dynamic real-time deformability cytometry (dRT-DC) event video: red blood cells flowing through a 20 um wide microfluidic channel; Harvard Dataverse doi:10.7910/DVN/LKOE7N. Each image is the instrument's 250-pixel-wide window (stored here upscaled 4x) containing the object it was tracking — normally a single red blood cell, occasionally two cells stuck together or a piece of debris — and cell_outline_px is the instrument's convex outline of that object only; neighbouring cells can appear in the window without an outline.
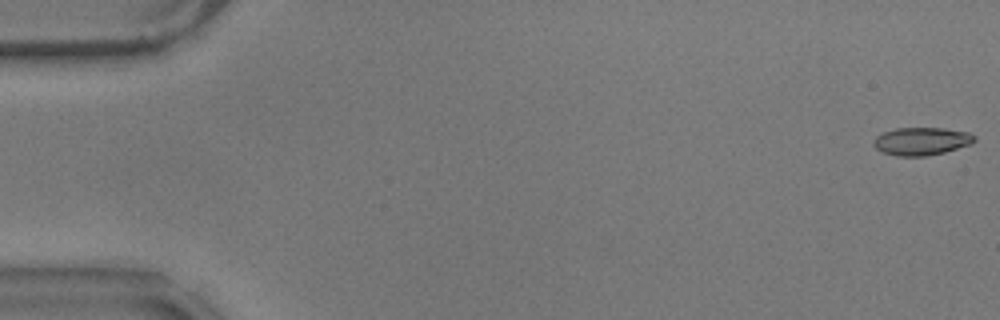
{"species": "common noctule bat (a hibernating species)", "species_latin": "Nyctalus noctula", "temperature_condition": "warm", "stored_images_in_passage": 57, "camera_frame_rate_fps": 3000, "um_per_image_px": 0.085, "animal": {"sex": "male", "body_mass_g": 17.9}, "frame": {"image": 1, "passage_image": 1, "time_ms": 0.0, "image_size_px": [1000, 320], "cell_outline_px": [[976, 140], [972, 144], [944, 152], [928, 156], [896, 156], [884, 152], [876, 148], [872, 144], [872, 140], [876, 136], [884, 132], [896, 128], [944, 128], [968, 132], [976, 136]], "centroid_in_image_um": [78.34, 12.0], "position_along_channel_um": 6.7, "area_um2": 16.47}}
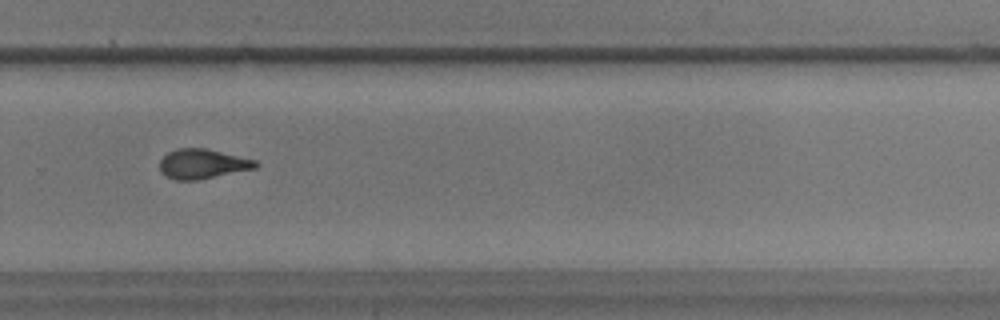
{"frame": {"image": 2, "passage_image": 39, "time_ms": 12.667, "image_size_px": [1000, 320], "cell_outline_px": [[260, 164], [256, 168], [196, 180], [176, 180], [164, 176], [160, 172], [160, 160], [168, 152], [176, 148], [208, 148], [256, 160]], "centroid_in_image_um": [17.2, 13.92], "position_along_channel_um": 312.6, "area_um2": 16.7}}
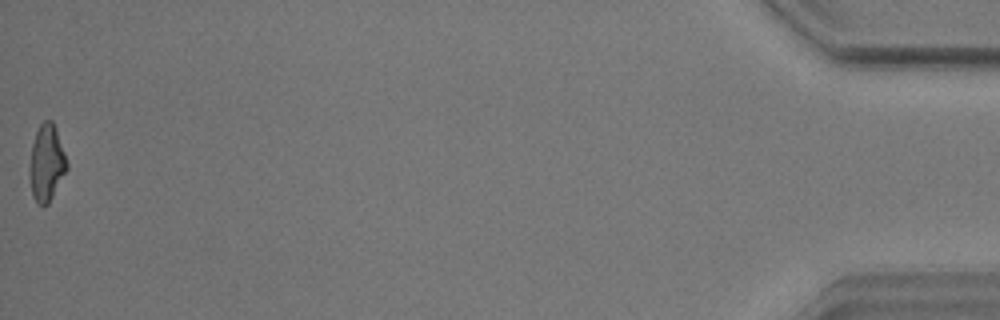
{"frame": {"image": 3, "passage_image": 57, "time_ms": 18.667, "image_size_px": [1000, 320], "cell_outline_px": [[68, 168], [48, 204], [36, 204], [32, 196], [28, 176], [28, 168], [32, 144], [36, 132], [40, 124], [44, 120], [52, 120], [56, 128], [68, 164]], "centroid_in_image_um": [3.93, 13.86], "position_along_channel_um": 431.3, "area_um2": 16.82}, "authors_computed_cell_mechanics": {"area_um2": 16.8198, "velocity_mm_per_s": 3.575, "shape_relaxation_time_tau1_ms": null, "shape_relaxation_time_tau2_ms": 2.4476, "deformation_change_tau1": null, "deformation_change_tau2": 0.0969}}